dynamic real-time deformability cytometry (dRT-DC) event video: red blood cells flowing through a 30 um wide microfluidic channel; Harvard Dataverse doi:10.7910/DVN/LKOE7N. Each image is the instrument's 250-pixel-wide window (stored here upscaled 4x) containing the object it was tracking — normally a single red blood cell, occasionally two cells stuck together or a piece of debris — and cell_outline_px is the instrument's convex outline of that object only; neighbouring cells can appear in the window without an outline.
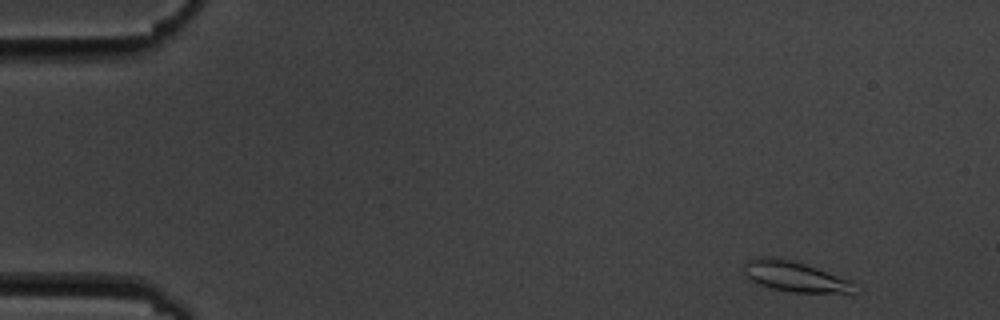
{"species": "common noctule bat (a hibernating species)", "species_latin": "Nyctalus noctula", "temperature_condition": "cold", "stored_images_in_passage": 4, "camera_frame_rate_fps": 3000, "um_per_image_px": 0.085, "animal": {"sex": "male", "body_mass_g": 19.5, "forearm_length_mm": 54.6}, "frame": {"image": 1, "passage_image": 1, "time_ms": 0.0, "image_size_px": [1000, 320], "cell_outline_px": [[852, 292], [792, 292], [772, 288], [760, 284], [744, 276], [744, 260], [760, 256], [768, 256], [792, 260], [816, 268], [848, 280]], "centroid_in_image_um": [67.37, 23.46], "position_along_channel_um": 17.6, "area_um2": 18.9}}
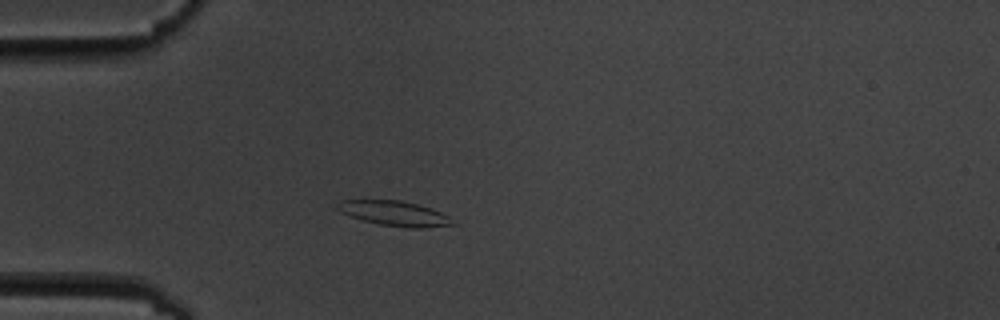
{"frame": {"image": 2, "passage_image": 4, "time_ms": 3.667, "image_size_px": [1000, 320], "cell_outline_px": [[456, 224], [424, 228], [408, 228], [380, 224], [360, 220], [340, 212], [332, 208], [340, 200], [400, 200], [416, 204], [440, 212], [448, 216]], "centroid_in_image_um": [33.44, 18.14], "position_along_channel_um": 51.6, "area_um2": 16.76}}